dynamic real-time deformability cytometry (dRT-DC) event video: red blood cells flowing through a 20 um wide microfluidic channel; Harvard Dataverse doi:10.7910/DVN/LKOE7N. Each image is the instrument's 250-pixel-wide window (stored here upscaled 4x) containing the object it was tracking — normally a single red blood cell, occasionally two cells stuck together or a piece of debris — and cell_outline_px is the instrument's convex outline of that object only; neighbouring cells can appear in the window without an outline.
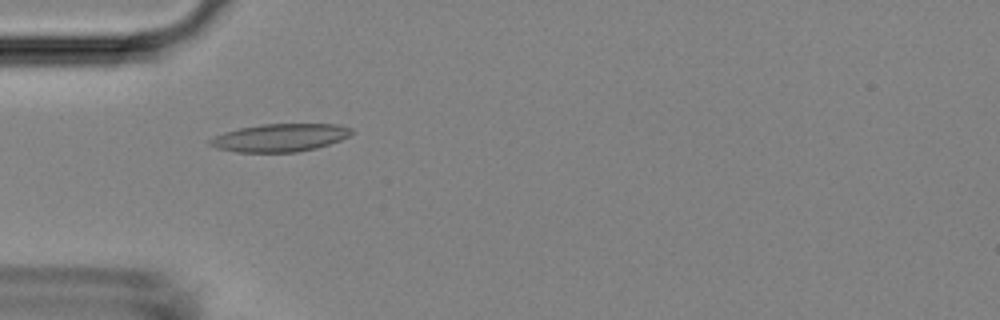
{"species": "Egyptian fruit bat (a non-hibernating species)", "species_latin": "Rousettus aegyptiacus", "temperature_condition": "room temperature", "stored_images_in_passage": 5, "camera_frame_rate_fps": 3000, "um_per_image_px": 0.085, "animal": {"sex": "female"}, "frame": {"image": 1, "passage_image": 4, "time_ms": 4.333, "image_size_px": [1000, 320], "cell_outline_px": [[356, 132], [340, 140], [316, 148], [296, 152], [236, 152], [216, 148], [208, 144], [208, 140], [224, 132], [240, 128], [260, 124], [336, 124], [352, 128]], "centroid_in_image_um": [23.8, 11.7], "position_along_channel_um": 61.2, "area_um2": 23.0}}